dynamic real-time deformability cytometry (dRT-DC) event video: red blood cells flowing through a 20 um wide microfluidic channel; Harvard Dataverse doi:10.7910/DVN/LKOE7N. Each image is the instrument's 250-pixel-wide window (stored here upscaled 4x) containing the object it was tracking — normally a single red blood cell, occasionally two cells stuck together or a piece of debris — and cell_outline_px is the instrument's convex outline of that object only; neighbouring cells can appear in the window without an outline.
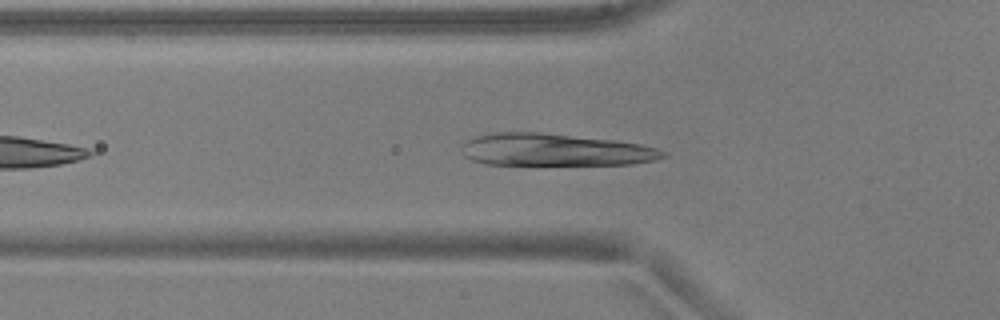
{"species": "common noctule bat (a hibernating species)", "species_latin": "Nyctalus noctula", "temperature_condition": "warm", "stored_images_in_passage": 20, "camera_frame_rate_fps": 3000, "um_per_image_px": 0.085, "animal": {"sex": "male", "body_mass_g": 17.9, "forearm_length_mm": 54.2}, "frame": {"image": 1, "passage_image": 6, "time_ms": 1.667, "image_size_px": [1000, 320], "cell_outline_px": [[668, 156], [656, 160], [632, 164], [488, 164], [472, 160], [464, 156], [460, 148], [468, 140], [476, 136], [496, 132], [540, 132], [616, 140], [640, 144], [656, 148], [664, 152]], "centroid_in_image_um": [47.18, 12.73], "position_along_channel_um": 78.6, "area_um2": 37.74}}
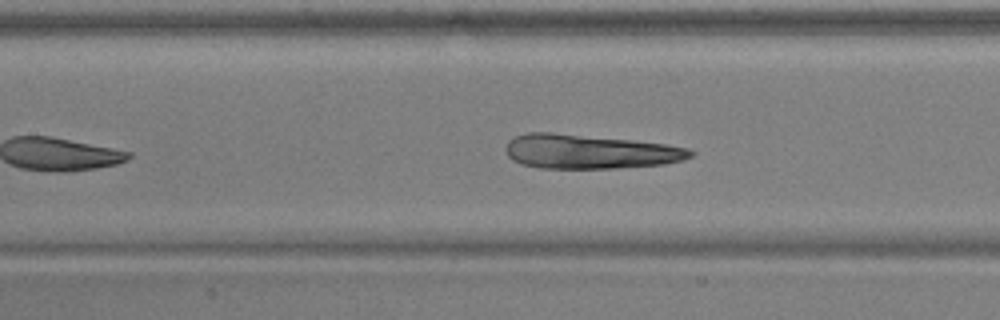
{"frame": {"image": 2, "passage_image": 12, "time_ms": 3.667, "image_size_px": [1000, 320], "cell_outline_px": [[696, 152], [692, 156], [684, 160], [664, 164], [616, 168], [540, 168], [520, 164], [512, 160], [508, 156], [504, 148], [508, 140], [516, 136], [528, 132], [552, 132], [632, 140], [664, 144], [688, 148]], "centroid_in_image_um": [50.09, 12.88], "position_along_channel_um": 157.3, "area_um2": 37.05}}
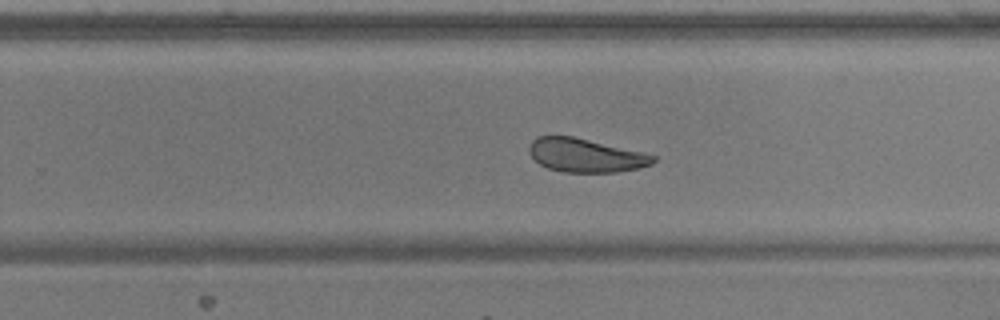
{"frame": {"image": 3, "passage_image": 18, "time_ms": 5.667, "image_size_px": [1000, 320], "cell_outline_px": [[656, 160], [652, 164], [640, 168], [616, 172], [564, 172], [548, 168], [540, 164], [528, 152], [528, 148], [532, 140], [536, 136], [572, 136], [644, 152], [656, 156]], "centroid_in_image_um": [49.79, 13.2], "position_along_channel_um": 280.0, "area_um2": 24.33}}